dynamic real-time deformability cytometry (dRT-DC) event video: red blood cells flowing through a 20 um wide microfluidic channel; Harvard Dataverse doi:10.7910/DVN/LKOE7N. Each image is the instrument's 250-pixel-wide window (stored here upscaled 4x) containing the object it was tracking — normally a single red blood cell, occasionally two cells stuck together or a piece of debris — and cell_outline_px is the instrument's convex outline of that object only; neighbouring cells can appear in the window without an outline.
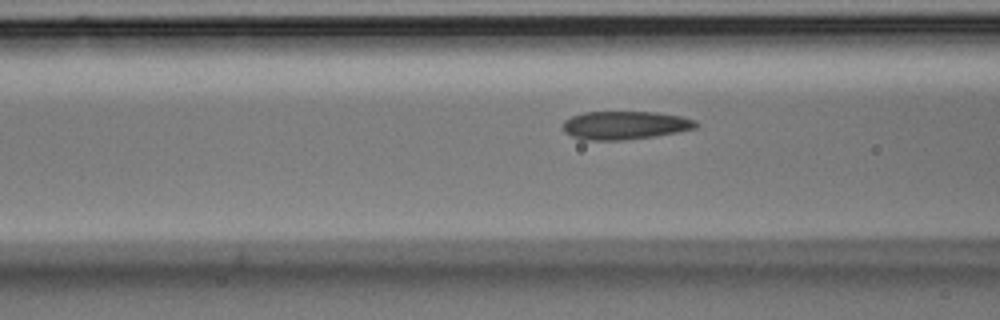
{"species": "Egyptian fruit bat (a non-hibernating species)", "species_latin": "Rousettus aegyptiacus", "temperature_condition": "room temperature", "stored_images_in_passage": 40, "camera_frame_rate_fps": 3000, "um_per_image_px": 0.085, "animal": {"sex": "male"}, "frame": {"image": 1, "passage_image": 17, "time_ms": 5.333, "image_size_px": [1000, 320], "cell_outline_px": [[700, 124], [696, 128], [656, 136], [624, 140], [584, 140], [572, 136], [564, 132], [564, 120], [572, 116], [584, 112], [656, 112], [680, 116], [696, 120]], "centroid_in_image_um": [53.14, 10.65], "position_along_channel_um": 113.5, "area_um2": 21.96}}
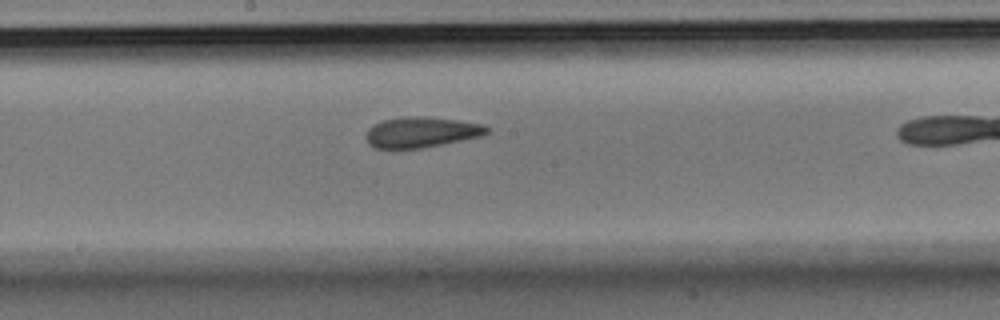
{"frame": {"image": 2, "passage_image": 25, "time_ms": 8.0, "image_size_px": [1000, 320], "cell_outline_px": [[492, 128], [484, 136], [420, 148], [376, 148], [368, 144], [368, 128], [372, 124], [384, 120], [404, 116], [420, 116], [456, 120], [480, 124]], "centroid_in_image_um": [35.84, 11.23], "position_along_channel_um": 212.4, "area_um2": 21.33}}
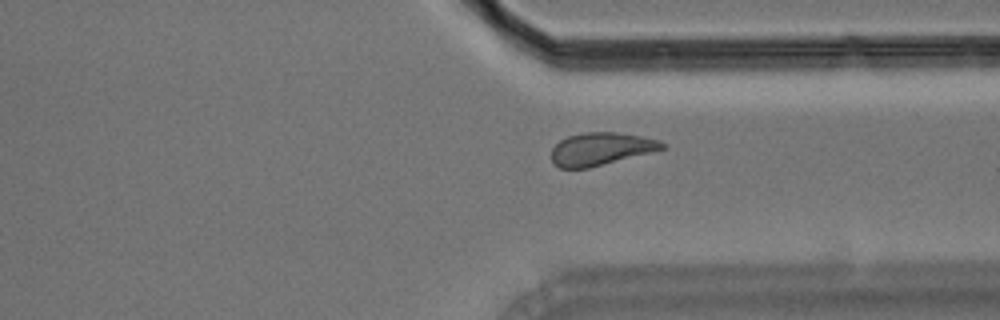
{"frame": {"image": 3, "passage_image": 37, "time_ms": 12.0, "image_size_px": [1000, 320], "cell_outline_px": [[668, 148], [588, 168], [560, 168], [552, 164], [552, 148], [560, 140], [568, 136], [584, 132], [616, 132], [640, 136], [660, 140], [668, 144]], "centroid_in_image_um": [51.1, 12.65], "position_along_channel_um": 360.3, "area_um2": 21.21}}